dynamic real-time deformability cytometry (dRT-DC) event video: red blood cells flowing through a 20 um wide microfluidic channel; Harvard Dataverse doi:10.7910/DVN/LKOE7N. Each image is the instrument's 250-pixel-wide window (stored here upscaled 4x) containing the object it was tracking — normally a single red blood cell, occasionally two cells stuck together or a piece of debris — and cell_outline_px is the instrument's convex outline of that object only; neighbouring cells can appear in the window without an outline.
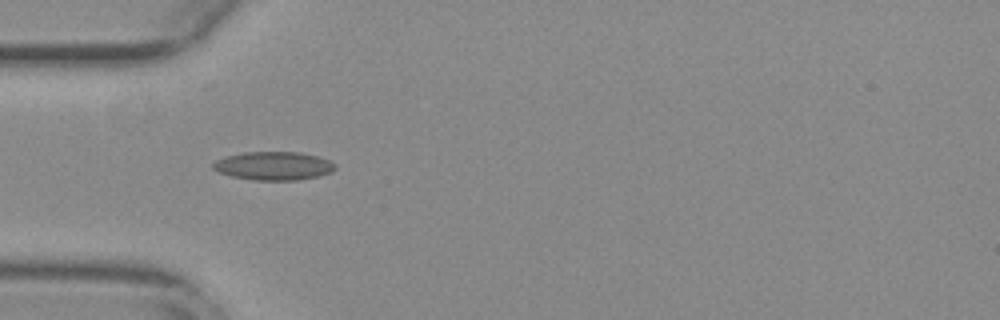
{"species": "common noctule bat (a hibernating species)", "species_latin": "Nyctalus noctula", "temperature_condition": "warm", "stored_images_in_passage": 4, "camera_frame_rate_fps": 3000, "um_per_image_px": 0.085, "animal": {"sex": "female", "body_mass_g": 29.2, "forearm_length_mm": 56.3}, "frame": {"image": 1, "passage_image": 1, "time_ms": 0.0, "image_size_px": [1000, 320], "cell_outline_px": [[336, 168], [332, 172], [316, 176], [296, 180], [252, 180], [232, 176], [220, 172], [212, 168], [212, 164], [216, 160], [228, 156], [244, 152], [300, 152], [316, 156], [328, 160], [336, 164]], "centroid_in_image_um": [23.26, 14.1], "position_along_channel_um": 61.7, "area_um2": 20.06}}
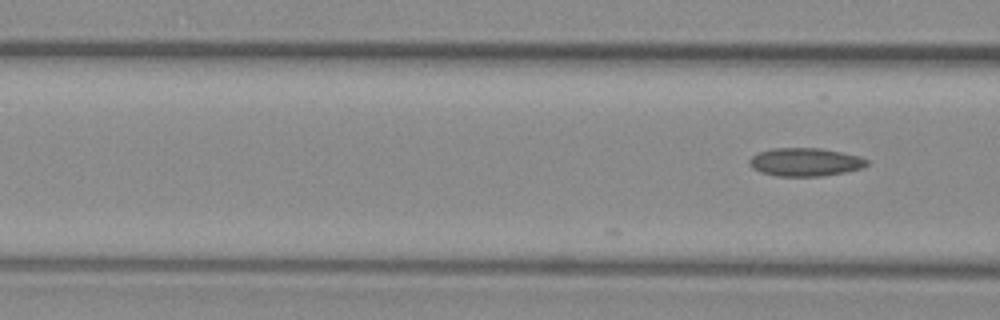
{"frame": {"image": 2, "passage_image": 4, "time_ms": 1.0, "image_size_px": [1000, 320], "cell_outline_px": [[868, 164], [864, 168], [844, 172], [820, 176], [776, 176], [760, 172], [752, 168], [748, 164], [748, 160], [756, 152], [772, 148], [820, 148], [860, 156], [868, 160]], "centroid_in_image_um": [68.41, 13.77], "position_along_channel_um": 98.2, "area_um2": 19.48}}